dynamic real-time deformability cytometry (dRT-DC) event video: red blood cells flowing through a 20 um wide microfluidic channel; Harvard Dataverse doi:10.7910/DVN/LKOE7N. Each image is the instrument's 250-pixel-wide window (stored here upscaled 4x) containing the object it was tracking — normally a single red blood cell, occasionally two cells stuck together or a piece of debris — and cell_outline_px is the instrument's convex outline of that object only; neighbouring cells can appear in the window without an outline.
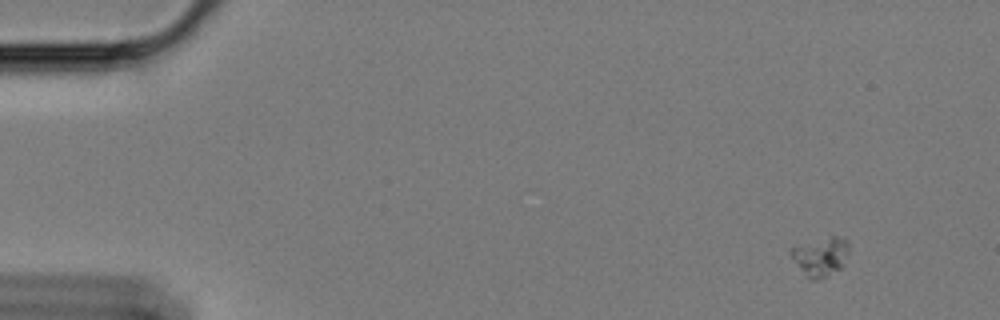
{"species": "Egyptian fruit bat (a non-hibernating species)", "species_latin": "Rousettus aegyptiacus", "temperature_condition": "cold", "stored_images_in_passage": 56, "camera_frame_rate_fps": 3000, "um_per_image_px": 0.085, "animal": {"sex": "female"}, "frame": {"image": 1, "passage_image": 1, "time_ms": 0.0, "image_size_px": [1000, 320], "cell_outline_px": [[848, 252], [844, 264], [840, 268], [816, 280], [808, 280], [788, 252], [792, 248], [832, 236], [844, 236], [848, 240]], "centroid_in_image_um": [69.77, 21.81], "position_along_channel_um": 15.2, "area_um2": 12.77}}
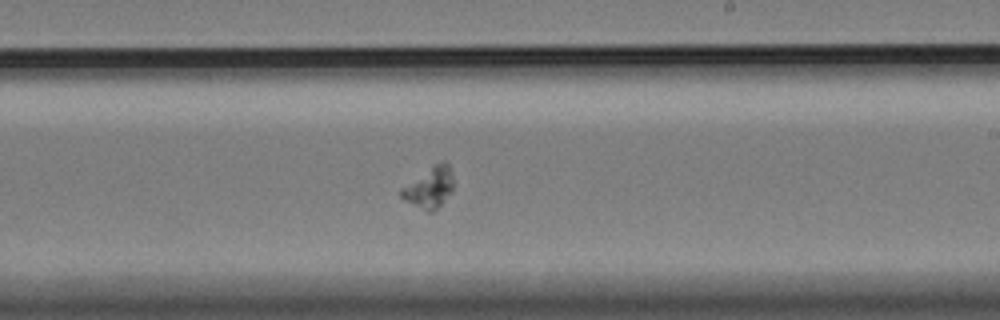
{"frame": {"image": 2, "passage_image": 32, "time_ms": 10.333, "image_size_px": [1000, 320], "cell_outline_px": [[452, 192], [432, 212], [428, 212], [404, 200], [400, 196], [400, 188], [436, 164], [444, 160], [448, 164], [452, 176]], "centroid_in_image_um": [36.48, 15.95], "position_along_channel_um": 252.5, "area_um2": 12.02}}
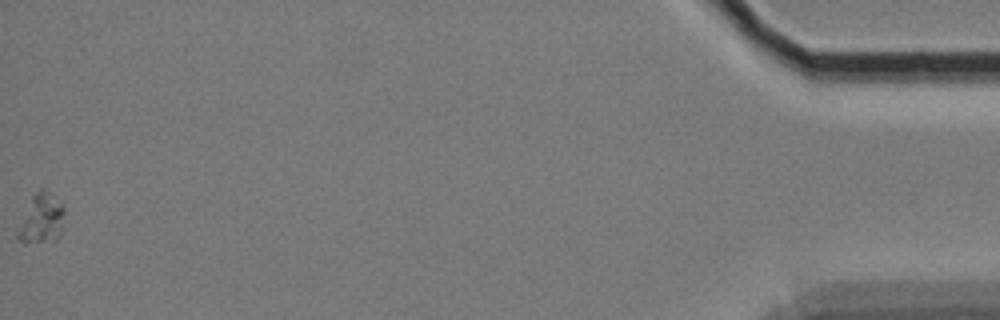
{"frame": {"image": 3, "passage_image": 56, "time_ms": 18.333, "image_size_px": [1000, 320], "cell_outline_px": [[64, 212], [60, 236], [56, 240], [24, 244], [16, 236], [32, 196], [40, 188], [44, 188], [52, 192], [64, 208]], "centroid_in_image_um": [3.56, 18.59], "position_along_channel_um": 431.6, "area_um2": 13.35}}